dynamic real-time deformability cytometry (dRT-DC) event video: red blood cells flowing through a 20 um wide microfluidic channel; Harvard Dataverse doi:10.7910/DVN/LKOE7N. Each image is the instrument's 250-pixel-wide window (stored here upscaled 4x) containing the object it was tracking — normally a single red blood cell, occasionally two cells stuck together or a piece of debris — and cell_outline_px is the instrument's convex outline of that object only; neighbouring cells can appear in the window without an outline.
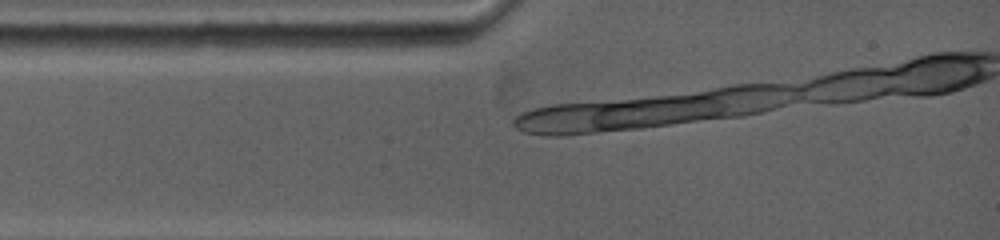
{"species": "common noctule bat (a hibernating species)", "species_latin": "Nyctalus noctula", "temperature_condition": "warm", "stored_images_in_passage": 1, "camera_frame_rate_fps": 5000, "um_per_image_px": 0.085, "animal": {"sex": "female", "body_mass_g": 19.0, "forearm_length_mm": 53.3}, "frame": {"image": 1, "passage_image": 1, "time_ms": 0.0, "image_size_px": [1000, 240], "cell_outline_px": [[644, 104], [640, 124], [596, 132], [572, 136], [540, 136], [524, 132], [516, 128], [512, 124], [512, 120], [516, 116], [532, 108], [552, 104]], "centroid_in_image_um": [49.07, 10.1], "position_along_channel_um": 35.9, "area_um2": 24.51}}